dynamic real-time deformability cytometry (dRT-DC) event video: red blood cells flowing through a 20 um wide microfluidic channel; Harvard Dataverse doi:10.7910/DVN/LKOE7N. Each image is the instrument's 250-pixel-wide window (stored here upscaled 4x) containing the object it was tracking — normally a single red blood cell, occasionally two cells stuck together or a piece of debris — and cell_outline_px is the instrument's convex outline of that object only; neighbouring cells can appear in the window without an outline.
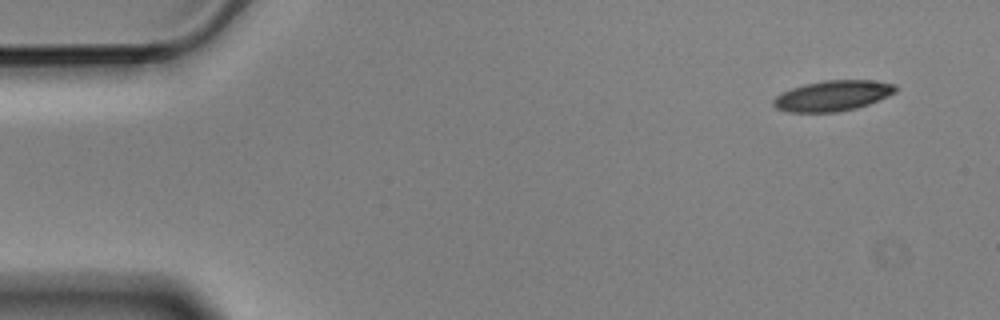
{"species": "Egyptian fruit bat (a non-hibernating species)", "species_latin": "Rousettus aegyptiacus", "temperature_condition": "cold", "stored_images_in_passage": 5, "camera_frame_rate_fps": 3000, "um_per_image_px": 0.085, "animal": {"sex": "male"}, "frame": {"image": 1, "passage_image": 1, "time_ms": 0.0, "image_size_px": [1000, 320], "cell_outline_px": [[896, 92], [868, 104], [856, 108], [836, 112], [788, 112], [776, 108], [772, 104], [772, 100], [776, 96], [792, 88], [804, 84], [824, 80], [872, 80], [896, 84]], "centroid_in_image_um": [70.76, 8.13], "position_along_channel_um": 14.2, "area_um2": 21.62}}
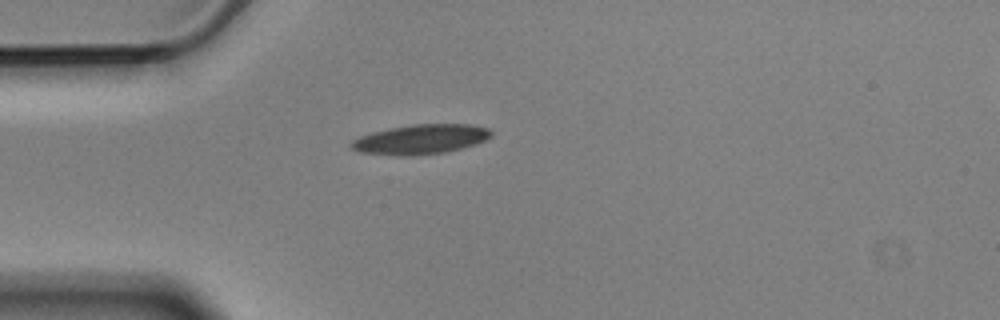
{"frame": {"image": 2, "passage_image": 4, "time_ms": 1.0, "image_size_px": [1000, 320], "cell_outline_px": [[492, 136], [476, 144], [448, 152], [412, 156], [400, 156], [360, 152], [352, 148], [348, 144], [352, 140], [360, 136], [372, 132], [388, 128], [412, 124], [468, 124], [488, 128], [492, 132]], "centroid_in_image_um": [35.74, 11.84], "position_along_channel_um": 49.3, "area_um2": 24.39}}